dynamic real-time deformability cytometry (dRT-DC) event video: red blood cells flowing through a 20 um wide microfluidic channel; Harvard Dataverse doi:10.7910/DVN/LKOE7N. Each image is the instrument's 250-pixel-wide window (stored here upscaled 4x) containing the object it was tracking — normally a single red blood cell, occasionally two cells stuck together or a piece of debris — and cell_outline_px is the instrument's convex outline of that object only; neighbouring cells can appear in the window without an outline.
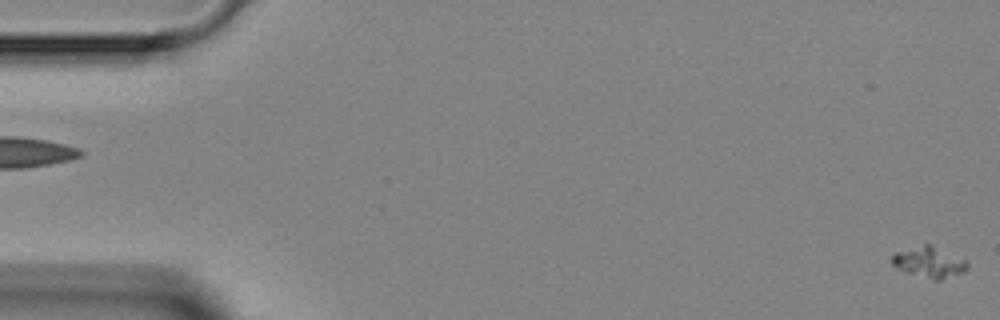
{"species": "Egyptian fruit bat (a non-hibernating species)", "species_latin": "Rousettus aegyptiacus", "temperature_condition": "room temperature", "stored_images_in_passage": 5, "segment_of_instrument_passage": [2, 2], "camera_frame_rate_fps": 3000, "um_per_image_px": 0.085, "animal": {"sex": "female"}, "frame": {"image": 1, "passage_image": 5, "time_ms": 4.667, "image_size_px": [1000, 320], "cell_outline_px": [[968, 268], [964, 272], [940, 280], [936, 280], [904, 272], [892, 264], [892, 256], [896, 252], [924, 244], [928, 244], [964, 260], [968, 264]], "centroid_in_image_um": [78.96, 22.31], "position_along_channel_um": 6.0, "area_um2": 13.12}}